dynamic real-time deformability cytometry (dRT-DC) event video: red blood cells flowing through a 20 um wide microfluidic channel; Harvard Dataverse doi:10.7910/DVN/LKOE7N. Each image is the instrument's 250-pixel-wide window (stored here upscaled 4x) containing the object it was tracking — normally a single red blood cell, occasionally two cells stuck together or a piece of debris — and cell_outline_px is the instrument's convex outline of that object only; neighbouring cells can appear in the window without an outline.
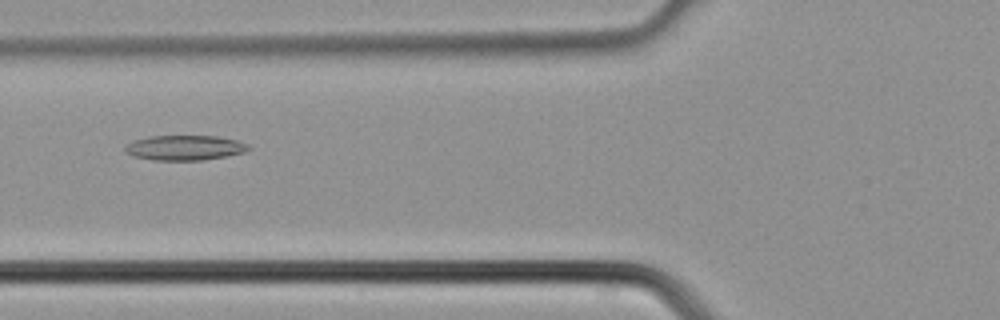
{"species": "common noctule bat (a hibernating species)", "species_latin": "Nyctalus noctula", "temperature_condition": "cold", "stored_images_in_passage": 2, "camera_frame_rate_fps": 3000, "um_per_image_px": 0.085, "animal": {"sex": "male", "body_mass_g": 21.5, "forearm_length_mm": 52.0}, "frame": {"image": 1, "passage_image": 2, "time_ms": 0.333, "image_size_px": [1000, 320], "cell_outline_px": [[252, 148], [244, 152], [228, 156], [204, 160], [152, 160], [132, 156], [124, 152], [124, 144], [148, 136], [216, 136], [236, 140], [248, 144]], "centroid_in_image_um": [15.68, 12.56], "position_along_channel_um": 110.1, "area_um2": 18.15}}